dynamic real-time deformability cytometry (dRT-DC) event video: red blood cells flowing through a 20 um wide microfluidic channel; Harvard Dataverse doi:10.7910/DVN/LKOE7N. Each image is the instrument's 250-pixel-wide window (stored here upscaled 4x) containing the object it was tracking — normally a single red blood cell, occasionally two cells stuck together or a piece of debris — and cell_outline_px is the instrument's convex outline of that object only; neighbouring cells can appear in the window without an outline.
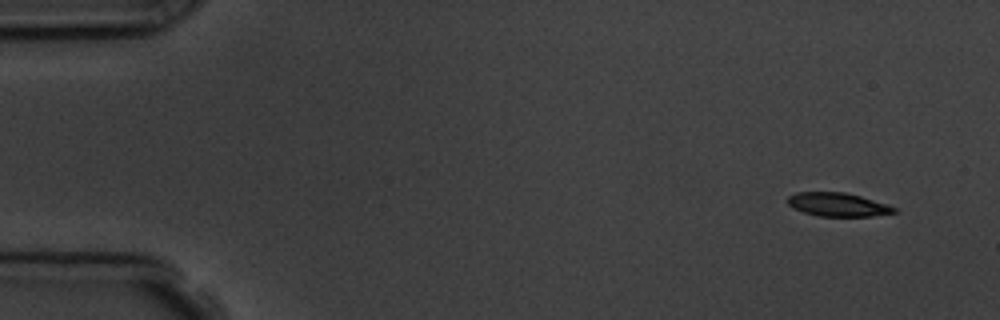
{"species": "common noctule bat (a hibernating species)", "species_latin": "Nyctalus noctula", "temperature_condition": "room temperature", "stored_images_in_passage": 4, "camera_frame_rate_fps": 3000, "um_per_image_px": 0.085, "animal": {"sex": "male", "body_mass_g": 19.5, "forearm_length_mm": 54.6}, "frame": {"image": 1, "passage_image": 1, "time_ms": 0.0, "image_size_px": [1000, 320], "cell_outline_px": [[896, 212], [872, 216], [816, 216], [804, 212], [788, 204], [788, 196], [796, 192], [844, 192], [860, 196], [888, 204], [896, 208]], "centroid_in_image_um": [71.22, 17.38], "position_along_channel_um": 13.8, "area_um2": 14.51}}
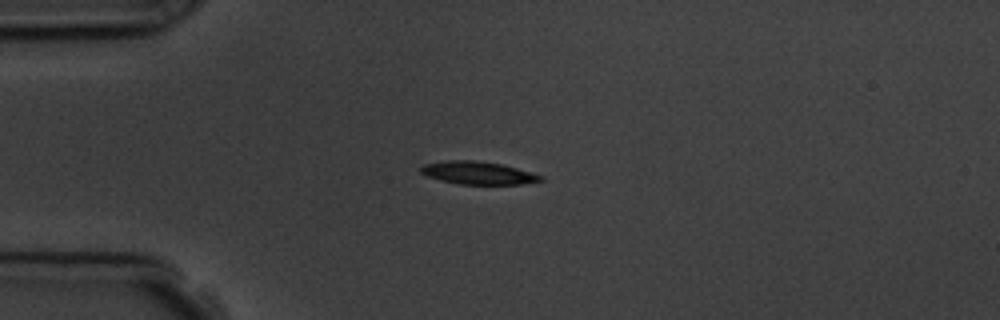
{"frame": {"image": 2, "passage_image": 3, "time_ms": 3.333, "image_size_px": [1000, 320], "cell_outline_px": [[544, 180], [520, 184], [460, 184], [440, 180], [428, 176], [420, 172], [420, 168], [424, 164], [444, 160], [476, 160], [504, 164], [544, 176]], "centroid_in_image_um": [40.64, 14.68], "position_along_channel_um": 44.4, "area_um2": 16.01}}